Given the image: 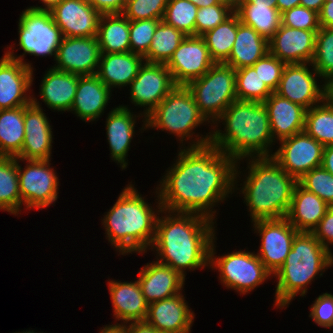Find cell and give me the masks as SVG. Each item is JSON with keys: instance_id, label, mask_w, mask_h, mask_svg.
<instances>
[{"instance_id": "816d5d0a", "label": "cell", "mask_w": 333, "mask_h": 333, "mask_svg": "<svg viewBox=\"0 0 333 333\" xmlns=\"http://www.w3.org/2000/svg\"><path fill=\"white\" fill-rule=\"evenodd\" d=\"M318 15L320 27L333 28V0H325Z\"/></svg>"}, {"instance_id": "e7e4bbea", "label": "cell", "mask_w": 333, "mask_h": 333, "mask_svg": "<svg viewBox=\"0 0 333 333\" xmlns=\"http://www.w3.org/2000/svg\"><path fill=\"white\" fill-rule=\"evenodd\" d=\"M16 333H19V332H16ZM20 333H37V332H35L34 330H29V331H24V332H20ZM40 333H43V332H40Z\"/></svg>"}, {"instance_id": "7bdbcfd3", "label": "cell", "mask_w": 333, "mask_h": 333, "mask_svg": "<svg viewBox=\"0 0 333 333\" xmlns=\"http://www.w3.org/2000/svg\"><path fill=\"white\" fill-rule=\"evenodd\" d=\"M160 21L158 19L129 21L130 51L132 53L144 56L148 52Z\"/></svg>"}, {"instance_id": "91938a15", "label": "cell", "mask_w": 333, "mask_h": 333, "mask_svg": "<svg viewBox=\"0 0 333 333\" xmlns=\"http://www.w3.org/2000/svg\"><path fill=\"white\" fill-rule=\"evenodd\" d=\"M44 6H31L29 8L36 11H51L55 6H57L62 0H40Z\"/></svg>"}, {"instance_id": "f907efd6", "label": "cell", "mask_w": 333, "mask_h": 333, "mask_svg": "<svg viewBox=\"0 0 333 333\" xmlns=\"http://www.w3.org/2000/svg\"><path fill=\"white\" fill-rule=\"evenodd\" d=\"M101 15L124 11V0H87Z\"/></svg>"}, {"instance_id": "c3c4849f", "label": "cell", "mask_w": 333, "mask_h": 333, "mask_svg": "<svg viewBox=\"0 0 333 333\" xmlns=\"http://www.w3.org/2000/svg\"><path fill=\"white\" fill-rule=\"evenodd\" d=\"M310 309L309 317L318 326L333 328V294L326 292L319 295Z\"/></svg>"}, {"instance_id": "2e32d148", "label": "cell", "mask_w": 333, "mask_h": 333, "mask_svg": "<svg viewBox=\"0 0 333 333\" xmlns=\"http://www.w3.org/2000/svg\"><path fill=\"white\" fill-rule=\"evenodd\" d=\"M307 65L312 66L313 72ZM316 77L320 75L311 63L286 64L275 93L310 109L323 101L324 86L317 84Z\"/></svg>"}, {"instance_id": "f35d334b", "label": "cell", "mask_w": 333, "mask_h": 333, "mask_svg": "<svg viewBox=\"0 0 333 333\" xmlns=\"http://www.w3.org/2000/svg\"><path fill=\"white\" fill-rule=\"evenodd\" d=\"M272 93L253 66L236 70L237 100L263 103Z\"/></svg>"}, {"instance_id": "11a10c76", "label": "cell", "mask_w": 333, "mask_h": 333, "mask_svg": "<svg viewBox=\"0 0 333 333\" xmlns=\"http://www.w3.org/2000/svg\"><path fill=\"white\" fill-rule=\"evenodd\" d=\"M323 100L333 107V76L324 80Z\"/></svg>"}, {"instance_id": "d4e9b609", "label": "cell", "mask_w": 333, "mask_h": 333, "mask_svg": "<svg viewBox=\"0 0 333 333\" xmlns=\"http://www.w3.org/2000/svg\"><path fill=\"white\" fill-rule=\"evenodd\" d=\"M128 106L120 105L113 108L106 119V134L113 161L127 168L126 156L135 132L136 118Z\"/></svg>"}, {"instance_id": "ffe728a7", "label": "cell", "mask_w": 333, "mask_h": 333, "mask_svg": "<svg viewBox=\"0 0 333 333\" xmlns=\"http://www.w3.org/2000/svg\"><path fill=\"white\" fill-rule=\"evenodd\" d=\"M33 70L4 54L0 59V110L27 106L32 95L26 92L33 82Z\"/></svg>"}, {"instance_id": "277c9868", "label": "cell", "mask_w": 333, "mask_h": 333, "mask_svg": "<svg viewBox=\"0 0 333 333\" xmlns=\"http://www.w3.org/2000/svg\"><path fill=\"white\" fill-rule=\"evenodd\" d=\"M124 188L102 220L106 239L121 255L145 253L155 238L157 215L164 214L160 198L154 211L131 182Z\"/></svg>"}, {"instance_id": "94428289", "label": "cell", "mask_w": 333, "mask_h": 333, "mask_svg": "<svg viewBox=\"0 0 333 333\" xmlns=\"http://www.w3.org/2000/svg\"><path fill=\"white\" fill-rule=\"evenodd\" d=\"M195 4L198 8L208 7L210 5L218 4L217 0H188Z\"/></svg>"}, {"instance_id": "4dcf8cb0", "label": "cell", "mask_w": 333, "mask_h": 333, "mask_svg": "<svg viewBox=\"0 0 333 333\" xmlns=\"http://www.w3.org/2000/svg\"><path fill=\"white\" fill-rule=\"evenodd\" d=\"M269 52V41L251 26L243 24L237 15V35L229 59L225 64L235 70L253 66Z\"/></svg>"}, {"instance_id": "6125c7cd", "label": "cell", "mask_w": 333, "mask_h": 333, "mask_svg": "<svg viewBox=\"0 0 333 333\" xmlns=\"http://www.w3.org/2000/svg\"><path fill=\"white\" fill-rule=\"evenodd\" d=\"M217 1H218V3L228 6L235 12L237 10L241 0H217Z\"/></svg>"}, {"instance_id": "836d02e7", "label": "cell", "mask_w": 333, "mask_h": 333, "mask_svg": "<svg viewBox=\"0 0 333 333\" xmlns=\"http://www.w3.org/2000/svg\"><path fill=\"white\" fill-rule=\"evenodd\" d=\"M24 138V106L0 110V156L16 157Z\"/></svg>"}, {"instance_id": "f1b7e54d", "label": "cell", "mask_w": 333, "mask_h": 333, "mask_svg": "<svg viewBox=\"0 0 333 333\" xmlns=\"http://www.w3.org/2000/svg\"><path fill=\"white\" fill-rule=\"evenodd\" d=\"M329 207L325 201L297 183L286 218L298 232H313Z\"/></svg>"}, {"instance_id": "60d3db41", "label": "cell", "mask_w": 333, "mask_h": 333, "mask_svg": "<svg viewBox=\"0 0 333 333\" xmlns=\"http://www.w3.org/2000/svg\"><path fill=\"white\" fill-rule=\"evenodd\" d=\"M311 64L320 78L325 80L333 76V28L320 27L318 30Z\"/></svg>"}, {"instance_id": "b9f144b4", "label": "cell", "mask_w": 333, "mask_h": 333, "mask_svg": "<svg viewBox=\"0 0 333 333\" xmlns=\"http://www.w3.org/2000/svg\"><path fill=\"white\" fill-rule=\"evenodd\" d=\"M298 183L333 207V175L322 166L307 172Z\"/></svg>"}, {"instance_id": "52a82bcc", "label": "cell", "mask_w": 333, "mask_h": 333, "mask_svg": "<svg viewBox=\"0 0 333 333\" xmlns=\"http://www.w3.org/2000/svg\"><path fill=\"white\" fill-rule=\"evenodd\" d=\"M204 122L207 120L199 112L190 90L177 85L146 117V128L168 131L183 143L193 137V130Z\"/></svg>"}, {"instance_id": "9f6ffc18", "label": "cell", "mask_w": 333, "mask_h": 333, "mask_svg": "<svg viewBox=\"0 0 333 333\" xmlns=\"http://www.w3.org/2000/svg\"><path fill=\"white\" fill-rule=\"evenodd\" d=\"M122 324V325H121ZM116 323L112 325H105L103 329H100L99 333H127V323Z\"/></svg>"}, {"instance_id": "03108f58", "label": "cell", "mask_w": 333, "mask_h": 333, "mask_svg": "<svg viewBox=\"0 0 333 333\" xmlns=\"http://www.w3.org/2000/svg\"><path fill=\"white\" fill-rule=\"evenodd\" d=\"M130 1H132V0H124V8H125V5Z\"/></svg>"}, {"instance_id": "d6986e66", "label": "cell", "mask_w": 333, "mask_h": 333, "mask_svg": "<svg viewBox=\"0 0 333 333\" xmlns=\"http://www.w3.org/2000/svg\"><path fill=\"white\" fill-rule=\"evenodd\" d=\"M50 13L63 37L97 36L101 14L87 0H62Z\"/></svg>"}, {"instance_id": "ba28073f", "label": "cell", "mask_w": 333, "mask_h": 333, "mask_svg": "<svg viewBox=\"0 0 333 333\" xmlns=\"http://www.w3.org/2000/svg\"><path fill=\"white\" fill-rule=\"evenodd\" d=\"M199 112L214 124L235 100L236 70L225 63H215L202 77L189 82ZM210 120V121H209Z\"/></svg>"}, {"instance_id": "681fc988", "label": "cell", "mask_w": 333, "mask_h": 333, "mask_svg": "<svg viewBox=\"0 0 333 333\" xmlns=\"http://www.w3.org/2000/svg\"><path fill=\"white\" fill-rule=\"evenodd\" d=\"M318 241L331 252L329 245H333V207H329L312 232Z\"/></svg>"}, {"instance_id": "7dc6e473", "label": "cell", "mask_w": 333, "mask_h": 333, "mask_svg": "<svg viewBox=\"0 0 333 333\" xmlns=\"http://www.w3.org/2000/svg\"><path fill=\"white\" fill-rule=\"evenodd\" d=\"M285 65L284 62L268 52L265 56L260 58L253 67L268 88L272 92H275L279 86Z\"/></svg>"}, {"instance_id": "1f68e13d", "label": "cell", "mask_w": 333, "mask_h": 333, "mask_svg": "<svg viewBox=\"0 0 333 333\" xmlns=\"http://www.w3.org/2000/svg\"><path fill=\"white\" fill-rule=\"evenodd\" d=\"M97 40L101 54L130 52L129 20L122 14H102Z\"/></svg>"}, {"instance_id": "ac0fdd59", "label": "cell", "mask_w": 333, "mask_h": 333, "mask_svg": "<svg viewBox=\"0 0 333 333\" xmlns=\"http://www.w3.org/2000/svg\"><path fill=\"white\" fill-rule=\"evenodd\" d=\"M24 131L22 149L16 157L22 161L51 159L53 143L51 125L35 97H32L29 105L24 106Z\"/></svg>"}, {"instance_id": "680465c9", "label": "cell", "mask_w": 333, "mask_h": 333, "mask_svg": "<svg viewBox=\"0 0 333 333\" xmlns=\"http://www.w3.org/2000/svg\"><path fill=\"white\" fill-rule=\"evenodd\" d=\"M325 0H301L300 5L313 10L319 14L322 9Z\"/></svg>"}, {"instance_id": "f5cc1de1", "label": "cell", "mask_w": 333, "mask_h": 333, "mask_svg": "<svg viewBox=\"0 0 333 333\" xmlns=\"http://www.w3.org/2000/svg\"><path fill=\"white\" fill-rule=\"evenodd\" d=\"M127 333H159L151 324L144 321H134L127 323Z\"/></svg>"}, {"instance_id": "8d00e7d4", "label": "cell", "mask_w": 333, "mask_h": 333, "mask_svg": "<svg viewBox=\"0 0 333 333\" xmlns=\"http://www.w3.org/2000/svg\"><path fill=\"white\" fill-rule=\"evenodd\" d=\"M236 35L237 14L235 12L222 24L202 35L215 63H225L229 59Z\"/></svg>"}, {"instance_id": "44dd1931", "label": "cell", "mask_w": 333, "mask_h": 333, "mask_svg": "<svg viewBox=\"0 0 333 333\" xmlns=\"http://www.w3.org/2000/svg\"><path fill=\"white\" fill-rule=\"evenodd\" d=\"M318 30H303L280 25L269 40V52L285 64L311 63Z\"/></svg>"}, {"instance_id": "ab89813d", "label": "cell", "mask_w": 333, "mask_h": 333, "mask_svg": "<svg viewBox=\"0 0 333 333\" xmlns=\"http://www.w3.org/2000/svg\"><path fill=\"white\" fill-rule=\"evenodd\" d=\"M197 11L198 7L188 0H169L162 20L186 36H195Z\"/></svg>"}, {"instance_id": "8992f818", "label": "cell", "mask_w": 333, "mask_h": 333, "mask_svg": "<svg viewBox=\"0 0 333 333\" xmlns=\"http://www.w3.org/2000/svg\"><path fill=\"white\" fill-rule=\"evenodd\" d=\"M332 266L333 254L318 241L314 234L298 232L285 263L273 275L278 282L274 305L284 308L297 294L305 296L308 284L315 280L319 272L322 276L325 269Z\"/></svg>"}, {"instance_id": "cb8c5ba5", "label": "cell", "mask_w": 333, "mask_h": 333, "mask_svg": "<svg viewBox=\"0 0 333 333\" xmlns=\"http://www.w3.org/2000/svg\"><path fill=\"white\" fill-rule=\"evenodd\" d=\"M274 141L304 131L306 108L273 92L263 102Z\"/></svg>"}, {"instance_id": "bcb514c9", "label": "cell", "mask_w": 333, "mask_h": 333, "mask_svg": "<svg viewBox=\"0 0 333 333\" xmlns=\"http://www.w3.org/2000/svg\"><path fill=\"white\" fill-rule=\"evenodd\" d=\"M281 24L295 29H320L318 13L301 5L281 13Z\"/></svg>"}, {"instance_id": "7a4b0ae2", "label": "cell", "mask_w": 333, "mask_h": 333, "mask_svg": "<svg viewBox=\"0 0 333 333\" xmlns=\"http://www.w3.org/2000/svg\"><path fill=\"white\" fill-rule=\"evenodd\" d=\"M163 212L165 217H157L151 246L158 254L156 261L172 267L184 278L186 269L209 267V250L216 234L215 222L197 213L164 209Z\"/></svg>"}, {"instance_id": "ee69618b", "label": "cell", "mask_w": 333, "mask_h": 333, "mask_svg": "<svg viewBox=\"0 0 333 333\" xmlns=\"http://www.w3.org/2000/svg\"><path fill=\"white\" fill-rule=\"evenodd\" d=\"M169 0H132L125 5L123 15L129 21L162 20Z\"/></svg>"}, {"instance_id": "d590c367", "label": "cell", "mask_w": 333, "mask_h": 333, "mask_svg": "<svg viewBox=\"0 0 333 333\" xmlns=\"http://www.w3.org/2000/svg\"><path fill=\"white\" fill-rule=\"evenodd\" d=\"M185 37L182 31L161 20L155 29L150 48L143 56L145 62L167 64Z\"/></svg>"}, {"instance_id": "7c38bea8", "label": "cell", "mask_w": 333, "mask_h": 333, "mask_svg": "<svg viewBox=\"0 0 333 333\" xmlns=\"http://www.w3.org/2000/svg\"><path fill=\"white\" fill-rule=\"evenodd\" d=\"M130 100L135 106L145 107L143 129L146 128V117L177 86L166 64L144 62L138 75L129 85ZM145 125V126H144Z\"/></svg>"}, {"instance_id": "5bb4252c", "label": "cell", "mask_w": 333, "mask_h": 333, "mask_svg": "<svg viewBox=\"0 0 333 333\" xmlns=\"http://www.w3.org/2000/svg\"><path fill=\"white\" fill-rule=\"evenodd\" d=\"M281 146L272 158L297 181L322 164L324 146L305 131L279 141Z\"/></svg>"}, {"instance_id": "6f0895ef", "label": "cell", "mask_w": 333, "mask_h": 333, "mask_svg": "<svg viewBox=\"0 0 333 333\" xmlns=\"http://www.w3.org/2000/svg\"><path fill=\"white\" fill-rule=\"evenodd\" d=\"M301 0H277L276 8L280 13L286 10L292 9L293 7L300 6Z\"/></svg>"}, {"instance_id": "e575fe53", "label": "cell", "mask_w": 333, "mask_h": 333, "mask_svg": "<svg viewBox=\"0 0 333 333\" xmlns=\"http://www.w3.org/2000/svg\"><path fill=\"white\" fill-rule=\"evenodd\" d=\"M21 207L18 158L0 156V209L17 215Z\"/></svg>"}, {"instance_id": "83f0119b", "label": "cell", "mask_w": 333, "mask_h": 333, "mask_svg": "<svg viewBox=\"0 0 333 333\" xmlns=\"http://www.w3.org/2000/svg\"><path fill=\"white\" fill-rule=\"evenodd\" d=\"M145 62L142 55L130 52L101 54L96 76L111 90L125 87L138 75Z\"/></svg>"}, {"instance_id": "484cf974", "label": "cell", "mask_w": 333, "mask_h": 333, "mask_svg": "<svg viewBox=\"0 0 333 333\" xmlns=\"http://www.w3.org/2000/svg\"><path fill=\"white\" fill-rule=\"evenodd\" d=\"M111 91L96 75L79 76L70 112L74 111L85 122L95 121L108 105Z\"/></svg>"}, {"instance_id": "6da1fadb", "label": "cell", "mask_w": 333, "mask_h": 333, "mask_svg": "<svg viewBox=\"0 0 333 333\" xmlns=\"http://www.w3.org/2000/svg\"><path fill=\"white\" fill-rule=\"evenodd\" d=\"M209 134L200 138L194 135L189 147H180L176 162L156 187L162 209L197 213L214 220L216 211L212 208L240 189L235 186L241 173L237 162L213 146Z\"/></svg>"}, {"instance_id": "7402d4cb", "label": "cell", "mask_w": 333, "mask_h": 333, "mask_svg": "<svg viewBox=\"0 0 333 333\" xmlns=\"http://www.w3.org/2000/svg\"><path fill=\"white\" fill-rule=\"evenodd\" d=\"M185 301V297L179 293L151 303L145 321L158 332L190 333L195 315Z\"/></svg>"}, {"instance_id": "3957f363", "label": "cell", "mask_w": 333, "mask_h": 333, "mask_svg": "<svg viewBox=\"0 0 333 333\" xmlns=\"http://www.w3.org/2000/svg\"><path fill=\"white\" fill-rule=\"evenodd\" d=\"M220 120L224 131L216 130ZM225 121V122H224ZM211 144L233 158L238 164L245 158L272 157L274 141L267 110L263 103L235 100L214 123ZM225 132V133H224Z\"/></svg>"}, {"instance_id": "d6a6232c", "label": "cell", "mask_w": 333, "mask_h": 333, "mask_svg": "<svg viewBox=\"0 0 333 333\" xmlns=\"http://www.w3.org/2000/svg\"><path fill=\"white\" fill-rule=\"evenodd\" d=\"M235 13L243 24L268 41L281 25V13L274 3H239Z\"/></svg>"}, {"instance_id": "30bf717a", "label": "cell", "mask_w": 333, "mask_h": 333, "mask_svg": "<svg viewBox=\"0 0 333 333\" xmlns=\"http://www.w3.org/2000/svg\"><path fill=\"white\" fill-rule=\"evenodd\" d=\"M215 239L214 237L209 250V266L218 269L221 283L228 289L245 295L273 276L253 252L238 250L215 257Z\"/></svg>"}, {"instance_id": "603a6c76", "label": "cell", "mask_w": 333, "mask_h": 333, "mask_svg": "<svg viewBox=\"0 0 333 333\" xmlns=\"http://www.w3.org/2000/svg\"><path fill=\"white\" fill-rule=\"evenodd\" d=\"M137 279L148 304L181 293L185 284V278L177 271L157 261L141 268Z\"/></svg>"}, {"instance_id": "9a60e30c", "label": "cell", "mask_w": 333, "mask_h": 333, "mask_svg": "<svg viewBox=\"0 0 333 333\" xmlns=\"http://www.w3.org/2000/svg\"><path fill=\"white\" fill-rule=\"evenodd\" d=\"M214 64L202 36L188 35L166 66L174 83L186 86L192 80L202 77Z\"/></svg>"}, {"instance_id": "f6af8a7d", "label": "cell", "mask_w": 333, "mask_h": 333, "mask_svg": "<svg viewBox=\"0 0 333 333\" xmlns=\"http://www.w3.org/2000/svg\"><path fill=\"white\" fill-rule=\"evenodd\" d=\"M234 11L228 6L218 3L198 8L195 20V36H202L229 18Z\"/></svg>"}, {"instance_id": "5b68a950", "label": "cell", "mask_w": 333, "mask_h": 333, "mask_svg": "<svg viewBox=\"0 0 333 333\" xmlns=\"http://www.w3.org/2000/svg\"><path fill=\"white\" fill-rule=\"evenodd\" d=\"M248 175L240 192L252 222L287 216L298 181L272 157L248 158Z\"/></svg>"}, {"instance_id": "74e56055", "label": "cell", "mask_w": 333, "mask_h": 333, "mask_svg": "<svg viewBox=\"0 0 333 333\" xmlns=\"http://www.w3.org/2000/svg\"><path fill=\"white\" fill-rule=\"evenodd\" d=\"M304 131L323 146L333 144V107L323 100L307 109Z\"/></svg>"}, {"instance_id": "be15d7a7", "label": "cell", "mask_w": 333, "mask_h": 333, "mask_svg": "<svg viewBox=\"0 0 333 333\" xmlns=\"http://www.w3.org/2000/svg\"><path fill=\"white\" fill-rule=\"evenodd\" d=\"M240 3H274L276 5L277 0H241Z\"/></svg>"}, {"instance_id": "8fae6325", "label": "cell", "mask_w": 333, "mask_h": 333, "mask_svg": "<svg viewBox=\"0 0 333 333\" xmlns=\"http://www.w3.org/2000/svg\"><path fill=\"white\" fill-rule=\"evenodd\" d=\"M23 169L18 158L19 191L25 209H44L58 198L59 178L49 160H26ZM24 202V203H23Z\"/></svg>"}, {"instance_id": "e0dca14e", "label": "cell", "mask_w": 333, "mask_h": 333, "mask_svg": "<svg viewBox=\"0 0 333 333\" xmlns=\"http://www.w3.org/2000/svg\"><path fill=\"white\" fill-rule=\"evenodd\" d=\"M101 51L97 37H63L57 50L56 70L78 74L95 75Z\"/></svg>"}, {"instance_id": "4316f807", "label": "cell", "mask_w": 333, "mask_h": 333, "mask_svg": "<svg viewBox=\"0 0 333 333\" xmlns=\"http://www.w3.org/2000/svg\"><path fill=\"white\" fill-rule=\"evenodd\" d=\"M108 283L116 321H144L149 304L142 294L138 280L130 283L110 280Z\"/></svg>"}, {"instance_id": "003e7915", "label": "cell", "mask_w": 333, "mask_h": 333, "mask_svg": "<svg viewBox=\"0 0 333 333\" xmlns=\"http://www.w3.org/2000/svg\"><path fill=\"white\" fill-rule=\"evenodd\" d=\"M159 333H177V332H159Z\"/></svg>"}, {"instance_id": "4fadbf2b", "label": "cell", "mask_w": 333, "mask_h": 333, "mask_svg": "<svg viewBox=\"0 0 333 333\" xmlns=\"http://www.w3.org/2000/svg\"><path fill=\"white\" fill-rule=\"evenodd\" d=\"M253 223L254 231L261 237L257 256L265 268L274 275L285 263L291 250L294 237L298 233L286 217L279 219L258 220Z\"/></svg>"}, {"instance_id": "f546056e", "label": "cell", "mask_w": 333, "mask_h": 333, "mask_svg": "<svg viewBox=\"0 0 333 333\" xmlns=\"http://www.w3.org/2000/svg\"><path fill=\"white\" fill-rule=\"evenodd\" d=\"M79 76L78 74L50 68L46 71L40 86L39 93L42 101L50 109L70 111L74 102Z\"/></svg>"}, {"instance_id": "9c48e42d", "label": "cell", "mask_w": 333, "mask_h": 333, "mask_svg": "<svg viewBox=\"0 0 333 333\" xmlns=\"http://www.w3.org/2000/svg\"><path fill=\"white\" fill-rule=\"evenodd\" d=\"M19 46L24 53L15 56L14 50H8L5 55L21 61L30 69L31 63L24 62L23 56H53L56 59L57 50L63 39L61 29L54 23L50 11H36L31 8L22 11L18 23Z\"/></svg>"}, {"instance_id": "db71d44e", "label": "cell", "mask_w": 333, "mask_h": 333, "mask_svg": "<svg viewBox=\"0 0 333 333\" xmlns=\"http://www.w3.org/2000/svg\"><path fill=\"white\" fill-rule=\"evenodd\" d=\"M321 166L333 175V144L324 146Z\"/></svg>"}]
</instances>
